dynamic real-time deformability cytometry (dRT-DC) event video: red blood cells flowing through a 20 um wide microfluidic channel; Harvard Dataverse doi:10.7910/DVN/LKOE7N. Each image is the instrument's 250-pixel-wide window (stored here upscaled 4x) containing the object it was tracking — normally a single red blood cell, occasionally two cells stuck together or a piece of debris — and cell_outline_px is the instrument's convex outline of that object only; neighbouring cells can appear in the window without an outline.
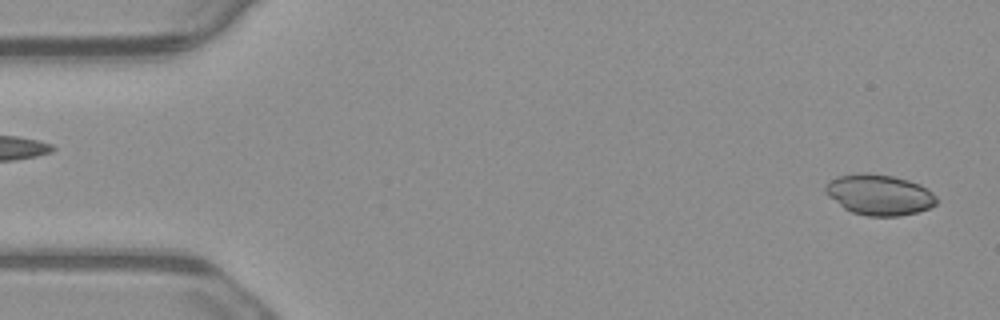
{"species": "common noctule bat (a hibernating species)", "species_latin": "Nyctalus noctula", "temperature_condition": "warm", "stored_images_in_passage": 6, "segment_of_instrument_passage": [2, 2], "camera_frame_rate_fps": 3000, "um_per_image_px": 0.085, "animal": {"sex": "male", "body_mass_g": 23.1, "forearm_length_mm": 52.7}, "frame": {"image": 1, "passage_image": 6, "time_ms": 1.667, "image_size_px": [1000, 320], "cell_outline_px": [[940, 200], [936, 204], [928, 208], [916, 212], [900, 216], [868, 216], [852, 212], [844, 208], [828, 196], [824, 192], [824, 184], [828, 180], [836, 176], [856, 172], [868, 172], [892, 176], [908, 180], [920, 184], [932, 192]], "centroid_in_image_um": [74.7, 16.53], "position_along_channel_um": 10.3, "area_um2": 26.7}}